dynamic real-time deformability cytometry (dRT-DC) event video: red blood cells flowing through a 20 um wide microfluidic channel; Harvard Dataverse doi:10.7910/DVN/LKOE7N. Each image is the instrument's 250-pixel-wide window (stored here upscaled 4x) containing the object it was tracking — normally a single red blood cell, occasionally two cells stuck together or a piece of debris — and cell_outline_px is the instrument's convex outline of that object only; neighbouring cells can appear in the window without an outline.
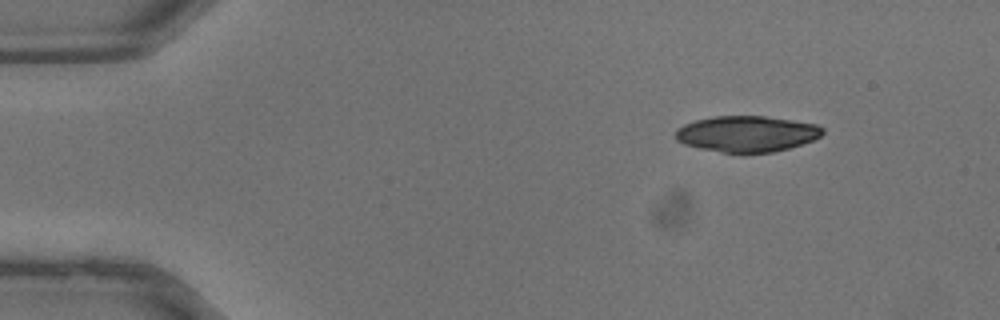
{"species": "common noctule bat (a hibernating species)", "species_latin": "Nyctalus noctula", "temperature_condition": "warm", "stored_images_in_passage": 10, "camera_frame_rate_fps": 3000, "um_per_image_px": 0.085, "animal": {"sex": "male", "body_mass_g": 13.3}, "frame": {"image": 1, "passage_image": 1, "time_ms": 0.0, "image_size_px": [1000, 320], "cell_outline_px": [[824, 132], [820, 136], [812, 140], [788, 148], [772, 152], [744, 156], [720, 152], [700, 148], [684, 144], [676, 140], [676, 128], [684, 124], [696, 120], [712, 116], [764, 116], [792, 120], [816, 124], [824, 128]], "centroid_in_image_um": [63.46, 11.4], "position_along_channel_um": 21.5, "area_um2": 31.39}}
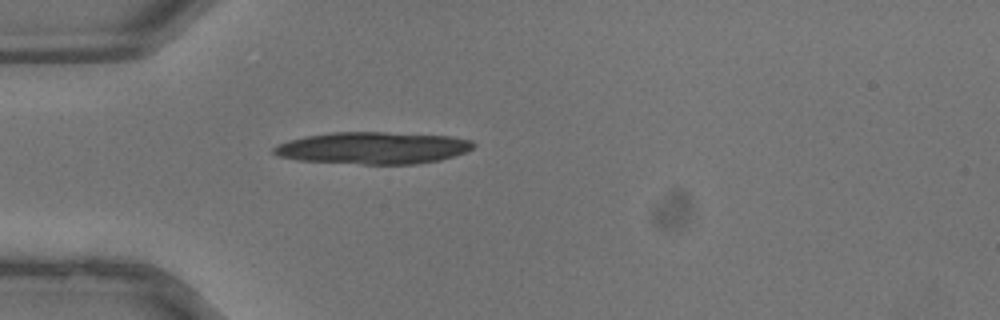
{"frame": {"image": 2, "passage_image": 7, "time_ms": 2.0, "image_size_px": [1000, 320], "cell_outline_px": [[476, 144], [472, 148], [464, 152], [440, 160], [416, 164], [364, 164], [296, 160], [280, 156], [272, 152], [272, 148], [276, 144], [288, 140], [304, 136], [332, 132], [384, 132], [448, 136], [472, 140]], "centroid_in_image_um": [31.66, 12.57], "position_along_channel_um": 53.3, "area_um2": 37.22}}